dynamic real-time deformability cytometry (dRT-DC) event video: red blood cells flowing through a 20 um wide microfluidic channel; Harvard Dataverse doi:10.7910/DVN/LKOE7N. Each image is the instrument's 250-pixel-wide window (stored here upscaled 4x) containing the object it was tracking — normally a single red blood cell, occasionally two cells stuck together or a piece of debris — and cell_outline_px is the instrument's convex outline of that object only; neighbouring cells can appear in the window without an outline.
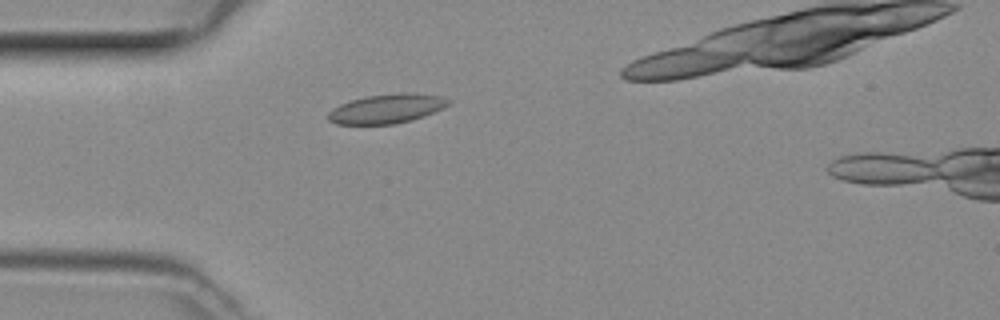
{"species": "common noctule bat (a hibernating species)", "species_latin": "Nyctalus noctula", "temperature_condition": "room temperature", "stored_images_in_passage": 5, "camera_frame_rate_fps": 3000, "um_per_image_px": 0.085, "animal": {"sex": "female", "body_mass_g": 29.2, "forearm_length_mm": 56.3}, "frame": {"image": 1, "passage_image": 1, "time_ms": 0.0, "image_size_px": [1000, 320], "cell_outline_px": [[452, 100], [444, 108], [424, 116], [412, 120], [396, 124], [336, 124], [328, 120], [328, 112], [332, 108], [340, 104], [364, 96], [400, 92], [416, 92], [444, 96]], "centroid_in_image_um": [32.91, 9.22], "position_along_channel_um": 52.1, "area_um2": 20.92}}
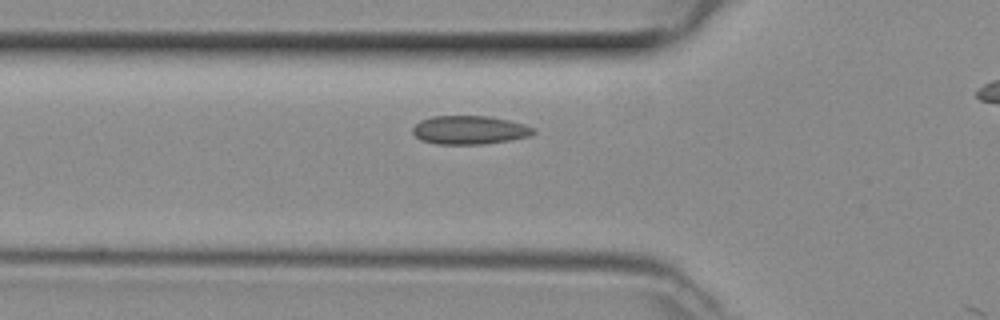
{"frame": {"image": 2, "passage_image": 4, "time_ms": 1.0, "image_size_px": [1000, 320], "cell_outline_px": [[536, 132], [528, 136], [508, 140], [484, 144], [436, 144], [420, 140], [412, 132], [412, 128], [420, 120], [432, 116], [488, 116], [508, 120], [524, 124], [536, 128]], "centroid_in_image_um": [39.89, 11.05], "position_along_channel_um": 85.9, "area_um2": 20.11}}